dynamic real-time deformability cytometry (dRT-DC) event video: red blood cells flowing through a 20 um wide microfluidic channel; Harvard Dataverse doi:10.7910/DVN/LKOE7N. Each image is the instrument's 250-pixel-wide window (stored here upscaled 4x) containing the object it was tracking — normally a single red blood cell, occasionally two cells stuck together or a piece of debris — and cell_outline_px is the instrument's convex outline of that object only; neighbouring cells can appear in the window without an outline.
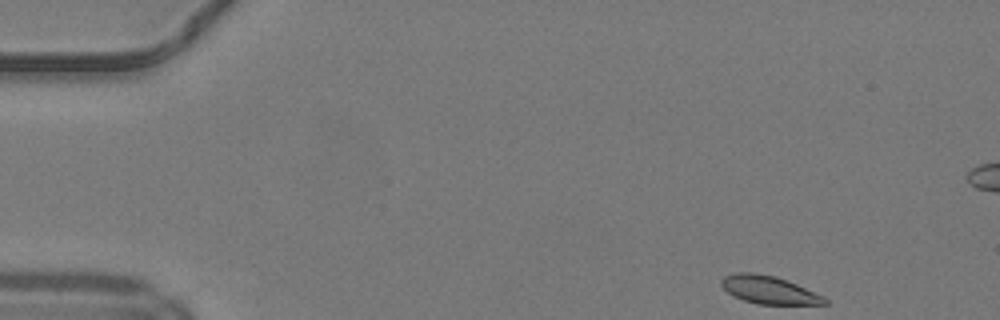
{"species": "common noctule bat (a hibernating species)", "species_latin": "Nyctalus noctula", "temperature_condition": "warm", "stored_images_in_passage": 19, "camera_frame_rate_fps": 3000, "um_per_image_px": 0.085, "animal": {"sex": "male", "body_mass_g": 19.2, "forearm_length_mm": 51.8}, "frame": {"image": 1, "passage_image": 1, "time_ms": 0.0, "image_size_px": [1000, 320], "cell_outline_px": [[828, 304], [756, 304], [732, 296], [720, 284], [720, 280], [724, 276], [736, 272], [756, 272], [776, 276], [788, 280], [824, 296], [828, 300]], "centroid_in_image_um": [65.35, 24.62], "position_along_channel_um": 19.7, "area_um2": 16.99}}
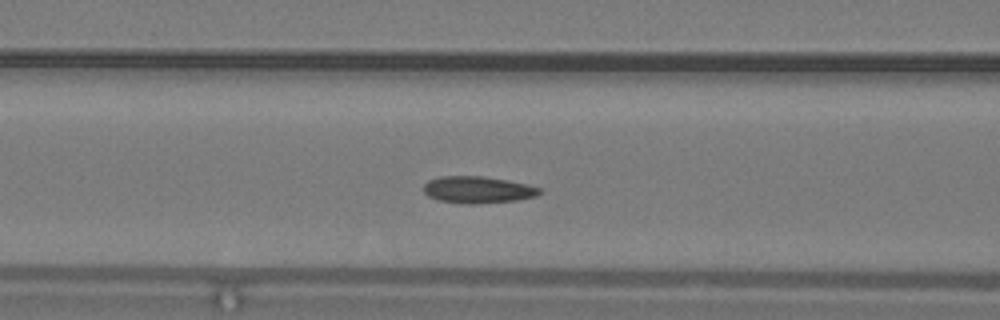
{"frame": {"image": 2, "passage_image": 16, "time_ms": 5.0, "image_size_px": [1000, 320], "cell_outline_px": [[544, 192], [536, 196], [520, 200], [472, 204], [464, 204], [436, 200], [428, 196], [424, 192], [424, 184], [428, 180], [440, 176], [484, 176], [508, 180], [528, 184], [544, 188]], "centroid_in_image_um": [40.66, 16.13], "position_along_channel_um": 125.9, "area_um2": 18.55}}
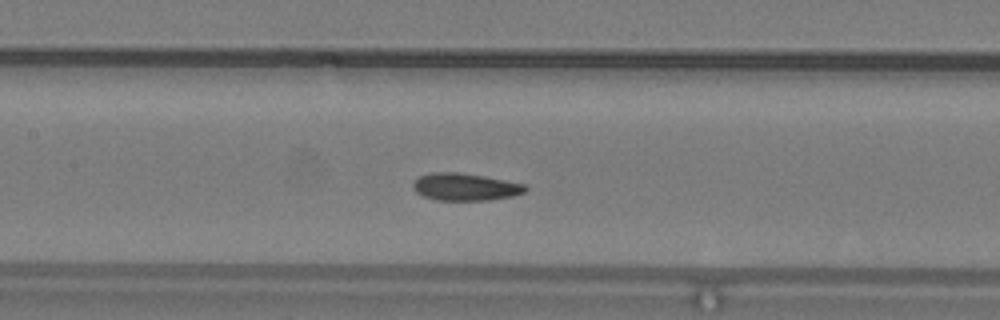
{"frame": {"image": 3, "passage_image": 19, "time_ms": 6.0, "image_size_px": [1000, 320], "cell_outline_px": [[528, 188], [524, 192], [512, 196], [488, 200], [436, 200], [424, 196], [416, 192], [412, 188], [412, 184], [416, 176], [432, 172], [460, 172], [484, 176], [524, 184]], "centroid_in_image_um": [39.48, 15.87], "position_along_channel_um": 167.9, "area_um2": 17.98}}